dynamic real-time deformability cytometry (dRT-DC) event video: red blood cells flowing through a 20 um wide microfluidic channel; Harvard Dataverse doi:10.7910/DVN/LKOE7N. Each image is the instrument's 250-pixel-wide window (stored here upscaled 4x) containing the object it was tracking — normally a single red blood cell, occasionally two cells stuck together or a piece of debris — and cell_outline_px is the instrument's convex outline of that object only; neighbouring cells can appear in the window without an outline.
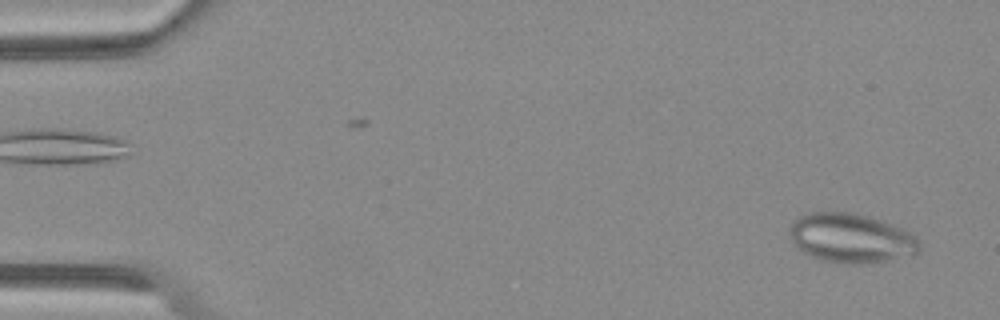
{"species": "Egyptian fruit bat (a non-hibernating species)", "species_latin": "Rousettus aegyptiacus", "temperature_condition": "warm", "stored_images_in_passage": 5, "camera_frame_rate_fps": 3000, "um_per_image_px": 0.085, "animal": {"sex": "female"}, "frame": {"image": 1, "passage_image": 2, "time_ms": 0.333, "image_size_px": [1000, 320], "cell_outline_px": [[920, 248], [916, 252], [880, 260], [860, 264], [852, 264], [820, 260], [804, 252], [792, 240], [788, 232], [792, 220], [800, 216], [812, 212], [852, 212], [868, 216], [880, 220], [900, 228], [916, 236]], "centroid_in_image_um": [72.26, 20.21], "position_along_channel_um": 12.7, "area_um2": 36.47}}